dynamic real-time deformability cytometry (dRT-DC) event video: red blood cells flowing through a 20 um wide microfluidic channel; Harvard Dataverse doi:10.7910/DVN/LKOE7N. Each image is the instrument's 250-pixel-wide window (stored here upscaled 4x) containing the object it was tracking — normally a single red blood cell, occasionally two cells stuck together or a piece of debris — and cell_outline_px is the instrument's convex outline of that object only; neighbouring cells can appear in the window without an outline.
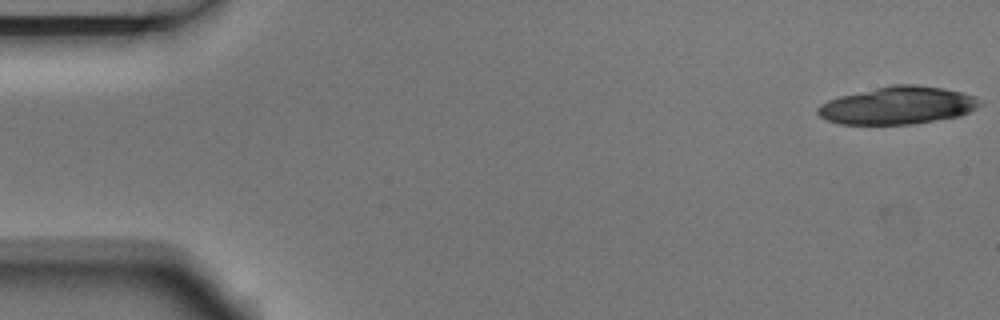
{"species": "Egyptian fruit bat (a non-hibernating species)", "species_latin": "Rousettus aegyptiacus", "temperature_condition": "room temperature", "stored_images_in_passage": 5, "camera_frame_rate_fps": 3000, "um_per_image_px": 0.085, "animal": {"sex": "male"}, "frame": {"image": 1, "passage_image": 1, "time_ms": 0.0, "image_size_px": [1000, 320], "cell_outline_px": [[980, 104], [976, 108], [960, 116], [912, 124], [840, 124], [828, 120], [820, 116], [816, 112], [816, 108], [820, 104], [828, 100], [840, 96], [892, 84], [916, 84], [944, 88], [976, 96]], "centroid_in_image_um": [76.29, 8.96], "position_along_channel_um": 8.7, "area_um2": 35.43}}